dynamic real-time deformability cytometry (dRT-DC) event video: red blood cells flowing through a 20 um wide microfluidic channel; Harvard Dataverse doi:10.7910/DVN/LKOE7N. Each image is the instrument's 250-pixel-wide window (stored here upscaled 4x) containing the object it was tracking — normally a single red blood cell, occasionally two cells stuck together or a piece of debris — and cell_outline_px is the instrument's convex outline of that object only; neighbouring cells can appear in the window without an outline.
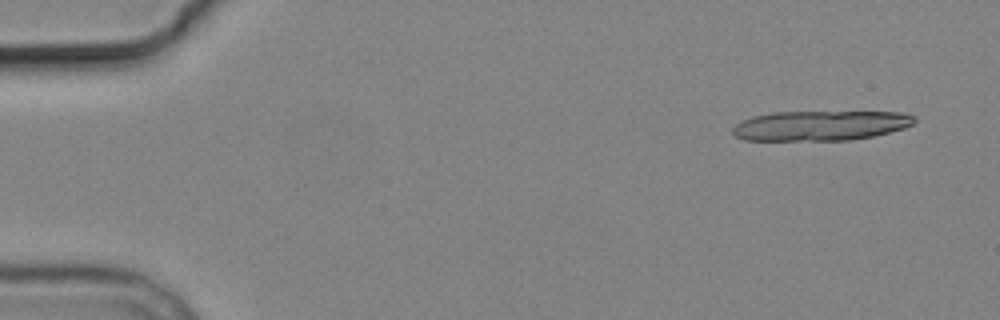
{"species": "common noctule bat (a hibernating species)", "species_latin": "Nyctalus noctula", "temperature_condition": "cold", "stored_images_in_passage": 8, "camera_frame_rate_fps": 3000, "um_per_image_px": 0.085, "animal": {"sex": "male", "body_mass_g": 19.2, "forearm_length_mm": 51.8}, "frame": {"image": 1, "passage_image": 1, "time_ms": 0.0, "image_size_px": [1000, 320], "cell_outline_px": [[916, 120], [912, 124], [904, 128], [872, 136], [852, 140], [744, 140], [736, 136], [732, 132], [732, 128], [740, 120], [752, 116], [772, 112], [904, 112], [916, 116]], "centroid_in_image_um": [69.72, 10.67], "position_along_channel_um": 15.3, "area_um2": 31.79}}
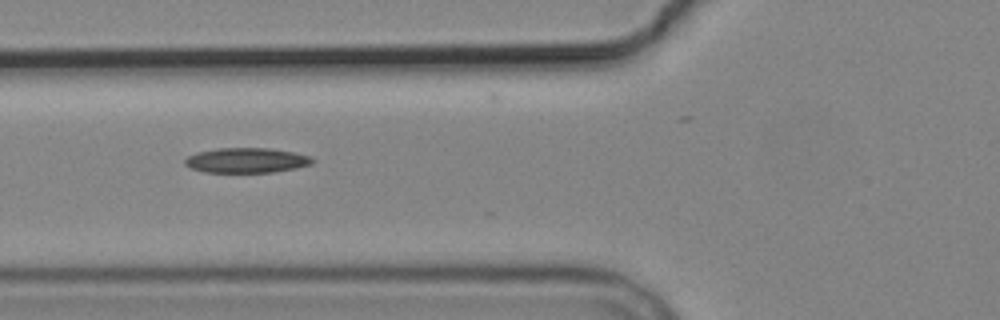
{"frame": {"image": 2, "passage_image": 6, "time_ms": 6.0, "image_size_px": [1000, 320], "cell_outline_px": [[316, 160], [312, 164], [296, 168], [272, 172], [204, 172], [192, 168], [184, 164], [184, 160], [188, 156], [196, 152], [216, 148], [272, 148], [312, 156]], "centroid_in_image_um": [20.97, 13.62], "position_along_channel_um": 104.8, "area_um2": 18.67}}
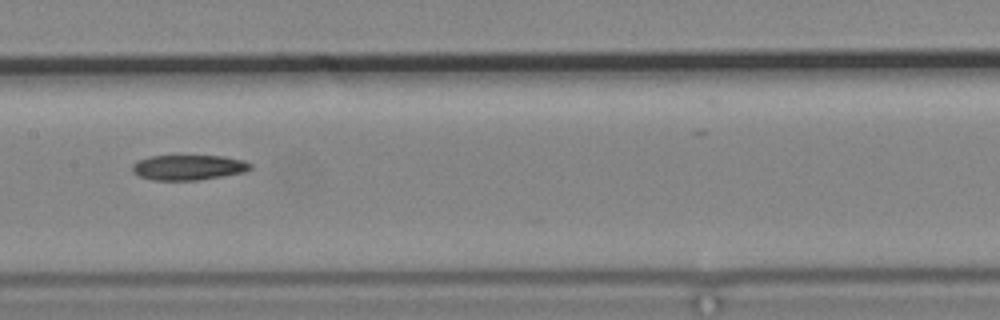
{"frame": {"image": 3, "passage_image": 8, "time_ms": 8.333, "image_size_px": [1000, 320], "cell_outline_px": [[252, 168], [244, 172], [196, 180], [152, 180], [140, 176], [132, 172], [132, 164], [136, 160], [148, 156], [224, 156], [244, 160], [252, 164]], "centroid_in_image_um": [15.99, 14.22], "position_along_channel_um": 191.4, "area_um2": 17.34}}